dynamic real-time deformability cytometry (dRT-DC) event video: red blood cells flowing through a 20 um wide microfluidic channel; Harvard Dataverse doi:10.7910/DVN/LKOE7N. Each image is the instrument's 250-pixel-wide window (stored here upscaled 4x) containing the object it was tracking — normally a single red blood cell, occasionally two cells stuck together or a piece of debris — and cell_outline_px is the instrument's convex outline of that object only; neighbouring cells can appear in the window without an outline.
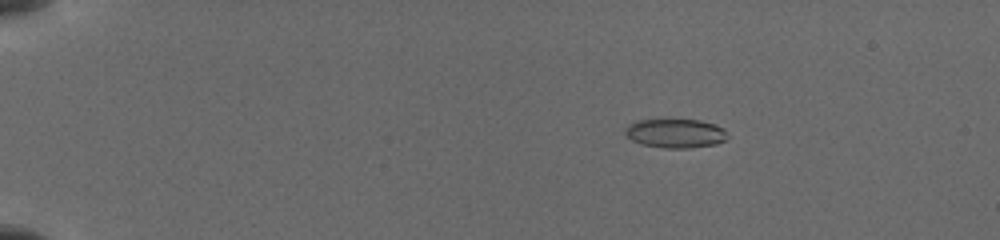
{"species": "common noctule bat (a hibernating species)", "species_latin": "Nyctalus noctula", "temperature_condition": "cold", "stored_images_in_passage": 52, "camera_frame_rate_fps": 3000, "um_per_image_px": 0.085, "animal": {"sex": "female", "body_mass_g": 19.5, "forearm_length_mm": 54.1}, "frame": {"image": 1, "passage_image": 24, "time_ms": 3.333, "image_size_px": [1000, 240], "cell_outline_px": [[728, 136], [724, 140], [716, 144], [688, 148], [664, 148], [640, 144], [632, 140], [624, 132], [624, 128], [628, 124], [636, 120], [700, 120], [716, 124], [724, 128]], "centroid_in_image_um": [57.4, 11.33], "position_along_channel_um": 27.6, "area_um2": 17.4}}
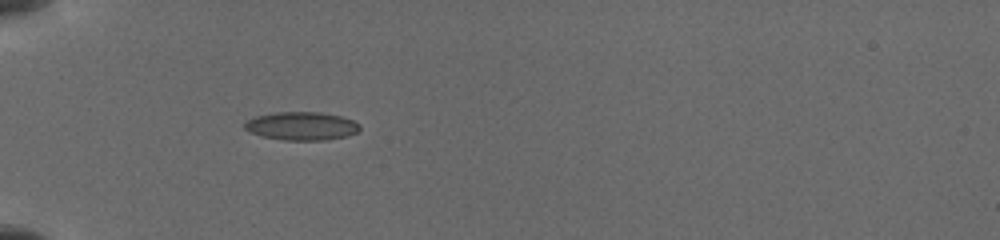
{"frame": {"image": 2, "passage_image": 40, "time_ms": 6.333, "image_size_px": [1000, 240], "cell_outline_px": [[360, 128], [356, 132], [348, 136], [324, 140], [284, 140], [260, 136], [248, 132], [244, 128], [244, 124], [248, 120], [256, 116], [276, 112], [320, 112], [340, 116], [352, 120], [360, 124]], "centroid_in_image_um": [25.62, 10.71], "position_along_channel_um": 59.4, "area_um2": 19.02}}
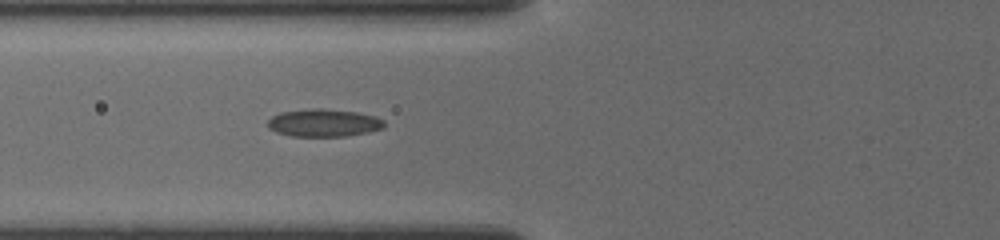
{"frame": {"image": 3, "passage_image": 48, "time_ms": 7.667, "image_size_px": [1000, 240], "cell_outline_px": [[384, 128], [368, 132], [348, 136], [292, 136], [276, 132], [268, 128], [268, 120], [272, 116], [280, 112], [308, 108], [324, 108], [356, 112], [376, 116], [384, 120]], "centroid_in_image_um": [27.51, 10.43], "position_along_channel_um": 98.3, "area_um2": 18.96}}